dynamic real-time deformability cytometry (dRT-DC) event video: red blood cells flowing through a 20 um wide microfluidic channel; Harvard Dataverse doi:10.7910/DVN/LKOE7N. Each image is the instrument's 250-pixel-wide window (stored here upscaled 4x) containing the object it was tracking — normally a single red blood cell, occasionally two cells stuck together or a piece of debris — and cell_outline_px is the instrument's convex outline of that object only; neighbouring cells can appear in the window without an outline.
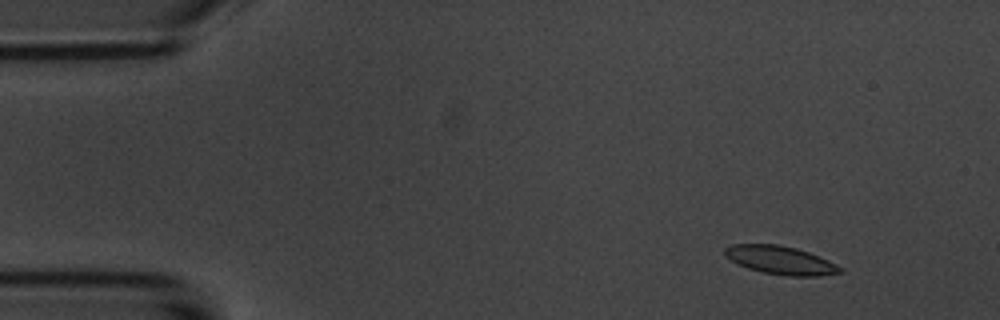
{"species": "common noctule bat (a hibernating species)", "species_latin": "Nyctalus noctula", "temperature_condition": "room temperature", "stored_images_in_passage": 9, "camera_frame_rate_fps": 3000, "um_per_image_px": 0.085, "animal": {"sex": "male", "body_mass_g": 20.1, "forearm_length_mm": 53.5}, "frame": {"image": 1, "passage_image": 1, "time_ms": 0.0, "image_size_px": [1000, 320], "cell_outline_px": [[844, 272], [820, 276], [788, 276], [764, 272], [748, 268], [736, 264], [724, 256], [724, 248], [732, 244], [776, 244], [796, 248], [808, 252], [828, 260], [844, 268]], "centroid_in_image_um": [66.34, 22.12], "position_along_channel_um": 18.7, "area_um2": 19.13}}
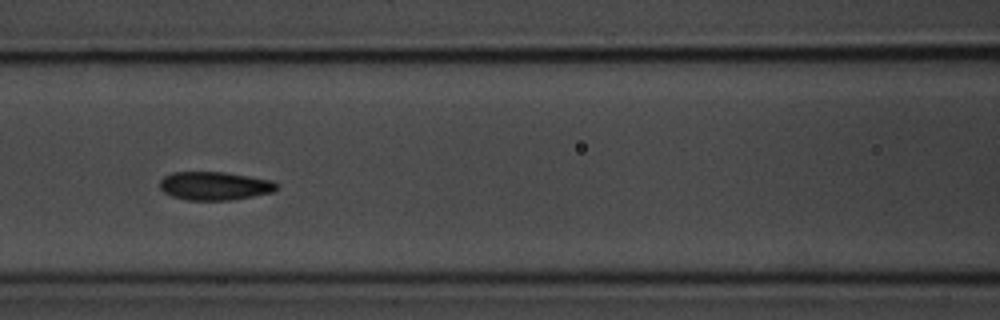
{"frame": {"image": 2, "passage_image": 6, "time_ms": 6.0, "image_size_px": [1000, 320], "cell_outline_px": [[280, 188], [272, 192], [232, 200], [188, 200], [172, 196], [164, 192], [160, 188], [160, 180], [164, 176], [172, 172], [224, 172], [272, 180]], "centroid_in_image_um": [18.24, 15.8], "position_along_channel_um": 148.4, "area_um2": 19.31}}
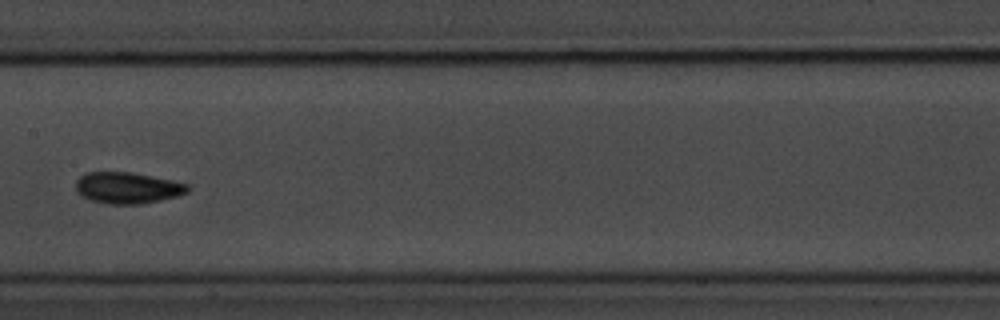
{"frame": {"image": 3, "passage_image": 7, "time_ms": 7.333, "image_size_px": [1000, 320], "cell_outline_px": [[188, 192], [180, 196], [140, 204], [108, 204], [92, 200], [80, 196], [76, 192], [76, 180], [80, 176], [88, 172], [128, 172], [172, 180], [188, 184]], "centroid_in_image_um": [10.82, 15.97], "position_along_channel_um": 196.6, "area_um2": 20.4}}